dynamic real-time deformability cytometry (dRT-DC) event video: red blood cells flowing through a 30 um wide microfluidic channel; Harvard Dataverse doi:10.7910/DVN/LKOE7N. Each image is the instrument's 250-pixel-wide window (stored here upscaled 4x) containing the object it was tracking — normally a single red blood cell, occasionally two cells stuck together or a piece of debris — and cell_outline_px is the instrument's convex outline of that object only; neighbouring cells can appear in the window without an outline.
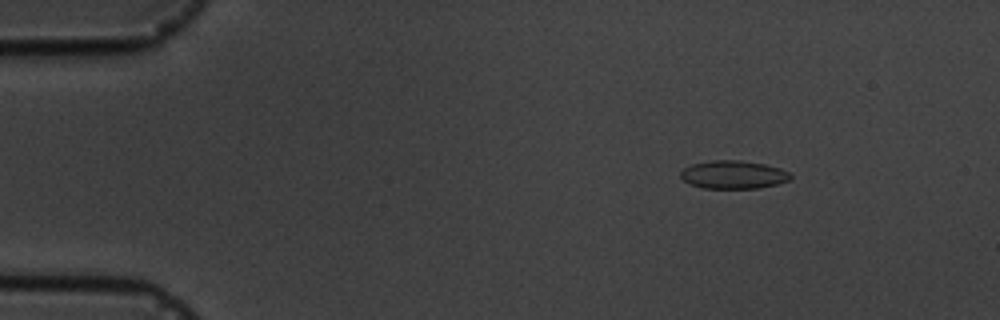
{"species": "common noctule bat (a hibernating species)", "species_latin": "Nyctalus noctula", "temperature_condition": "cold", "stored_images_in_passage": 17, "camera_frame_rate_fps": 3000, "um_per_image_px": 0.085, "animal": {"sex": "male", "body_mass_g": 19.5, "forearm_length_mm": 54.6}, "frame": {"image": 1, "passage_image": 3, "time_ms": 2.0, "image_size_px": [1000, 320], "cell_outline_px": [[792, 176], [788, 180], [776, 184], [756, 188], [704, 188], [688, 184], [680, 176], [680, 172], [684, 168], [692, 164], [712, 160], [740, 160], [764, 164], [780, 168], [788, 172]], "centroid_in_image_um": [62.3, 14.84], "position_along_channel_um": 22.7, "area_um2": 17.92}}
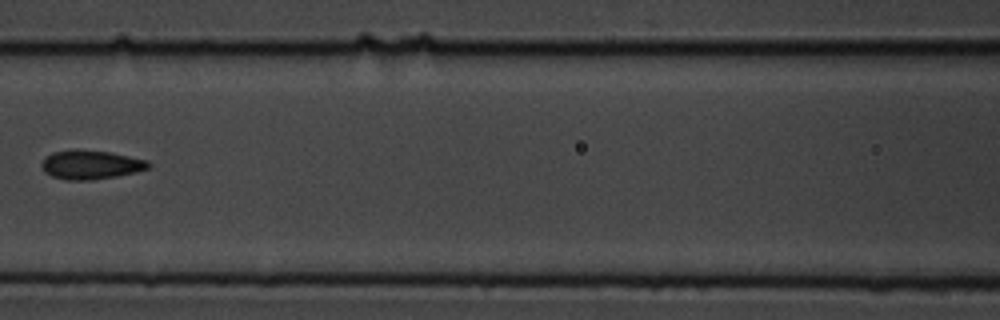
{"frame": {"image": 2, "passage_image": 8, "time_ms": 8.0, "image_size_px": [1000, 320], "cell_outline_px": [[152, 164], [148, 168], [136, 172], [116, 176], [92, 180], [68, 180], [52, 176], [44, 172], [40, 164], [52, 152], [72, 148], [76, 148], [112, 152], [148, 160]], "centroid_in_image_um": [7.72, 13.98], "position_along_channel_um": 158.9, "area_um2": 18.32}}
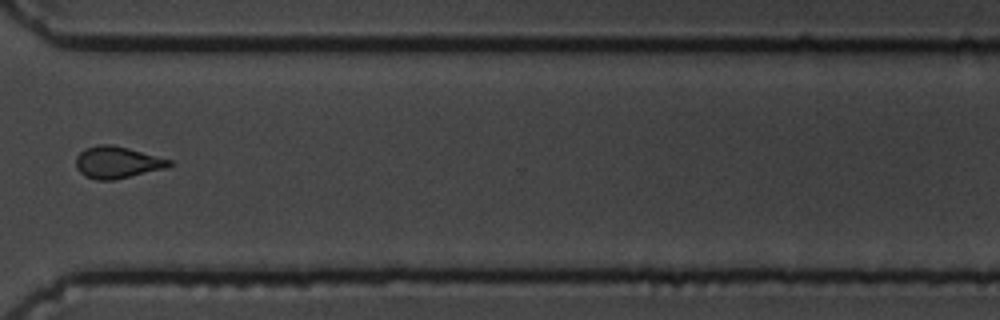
{"frame": {"image": 3, "passage_image": 13, "time_ms": 13.667, "image_size_px": [1000, 320], "cell_outline_px": [[172, 164], [164, 168], [112, 180], [96, 180], [84, 176], [76, 168], [76, 156], [84, 148], [100, 144], [112, 144], [128, 148], [172, 160]], "centroid_in_image_um": [9.91, 13.79], "position_along_channel_um": 360.7, "area_um2": 17.17}, "authors_computed_cell_mechanics": {"area_um2": 17.8024, "velocity_mm_per_s": 3.5781, "shape_relaxation_time_tau1_ms": null, "shape_relaxation_time_tau2_ms": 2.7338, "deformation_change_tau1": null, "deformation_change_tau2": 0.0889}}